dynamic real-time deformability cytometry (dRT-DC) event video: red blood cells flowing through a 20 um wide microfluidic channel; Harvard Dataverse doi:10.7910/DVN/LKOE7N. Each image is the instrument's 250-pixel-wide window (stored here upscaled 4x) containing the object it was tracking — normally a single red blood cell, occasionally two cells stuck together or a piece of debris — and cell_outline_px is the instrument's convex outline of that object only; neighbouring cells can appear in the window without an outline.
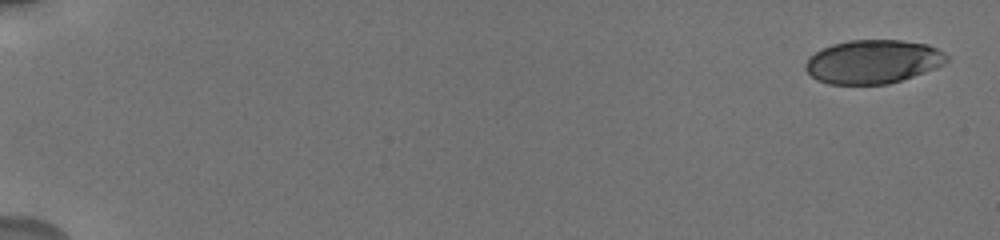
{"species": "human", "species_latin": "Homo sapiens", "temperature_condition": "cold", "stored_images_in_passage": 36, "camera_frame_rate_fps": 3000, "um_per_image_px": 0.085, "donor": {"sex": "male"}, "frame": {"image": 1, "passage_image": 1, "time_ms": 0.0, "image_size_px": [1000, 240], "cell_outline_px": [[948, 60], [944, 64], [936, 68], [888, 84], [828, 84], [816, 80], [804, 68], [804, 64], [808, 56], [832, 44], [848, 40], [900, 40], [928, 44], [944, 52], [948, 56]], "centroid_in_image_um": [74.18, 5.24], "position_along_channel_um": 10.8, "area_um2": 36.01}}
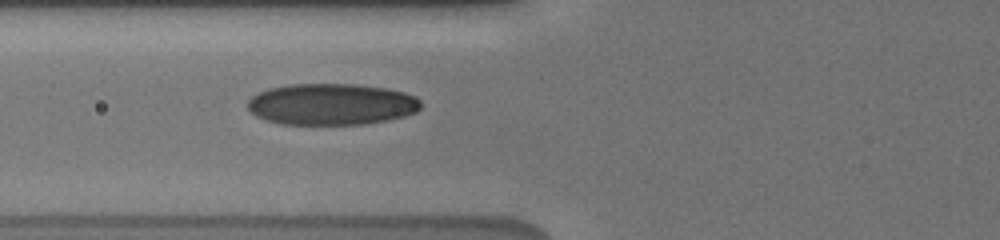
{"frame": {"image": 2, "passage_image": 14, "time_ms": 7.333, "image_size_px": [1000, 240], "cell_outline_px": [[420, 108], [416, 112], [404, 116], [388, 120], [364, 124], [280, 124], [256, 116], [248, 108], [248, 100], [252, 96], [268, 88], [292, 84], [356, 84], [384, 88], [404, 92], [416, 96], [420, 100]], "centroid_in_image_um": [28.19, 8.86], "position_along_channel_um": 97.6, "area_um2": 41.79}}
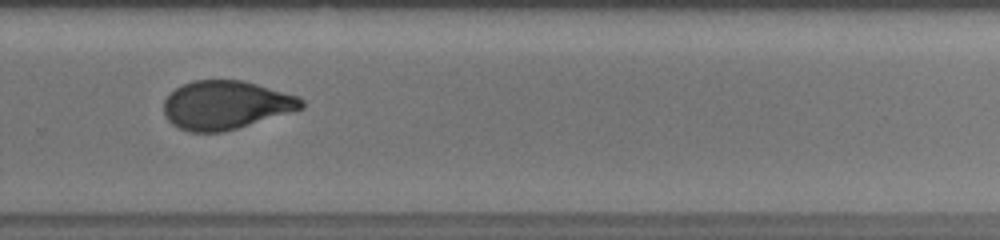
{"frame": {"image": 3, "passage_image": 27, "time_ms": 13.0, "image_size_px": [1000, 240], "cell_outline_px": [[304, 108], [236, 128], [220, 132], [188, 132], [172, 124], [168, 120], [164, 112], [164, 100], [176, 88], [192, 80], [244, 80], [296, 96], [304, 100]], "centroid_in_image_um": [19.17, 8.92], "position_along_channel_um": 310.6, "area_um2": 38.55}, "authors_computed_cell_mechanics": {"area_um2": 39.6508, "velocity_mm_per_s": 3.7665, "shape_relaxation_time_tau1_ms": 3.8131, "shape_relaxation_time_tau2_ms": 1.2577, "deformation_change_tau1": 0.1435, "deformation_change_tau2": 0.07}}